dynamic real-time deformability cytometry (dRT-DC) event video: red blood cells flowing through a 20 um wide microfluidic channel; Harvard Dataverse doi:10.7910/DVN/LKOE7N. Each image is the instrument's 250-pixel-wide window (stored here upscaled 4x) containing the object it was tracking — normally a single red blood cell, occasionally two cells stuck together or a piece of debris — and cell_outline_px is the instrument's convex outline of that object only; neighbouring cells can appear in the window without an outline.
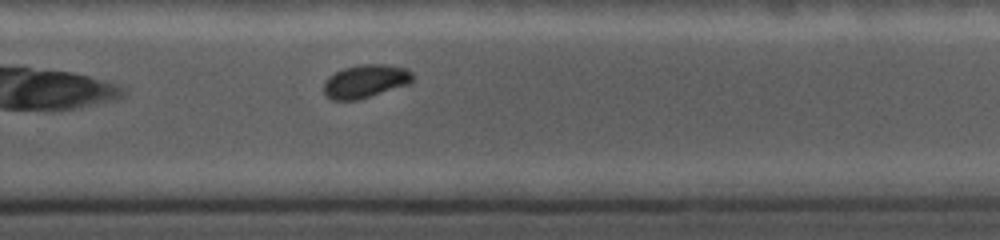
{"species": "common noctule bat (a hibernating species)", "species_latin": "Nyctalus noctula", "temperature_condition": "cold", "stored_images_in_passage": 33, "camera_frame_rate_fps": 5000, "um_per_image_px": 0.085, "animal": {"sex": "female", "body_mass_g": 19.0, "forearm_length_mm": 56.7}, "frame": {"image": 1, "passage_image": 24, "time_ms": 7.0, "image_size_px": [1000, 240], "cell_outline_px": [[412, 80], [408, 84], [360, 100], [332, 100], [324, 92], [324, 80], [328, 76], [344, 68], [364, 64], [384, 64], [408, 68], [412, 72]], "centroid_in_image_um": [31.06, 6.91], "position_along_channel_um": 298.7, "area_um2": 17.22}}
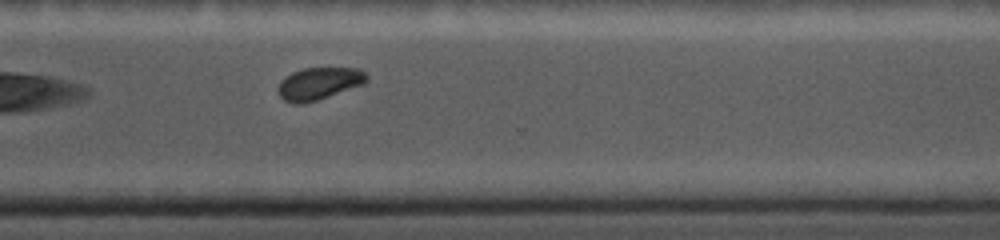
{"frame": {"image": 2, "passage_image": 28, "time_ms": 8.2, "image_size_px": [1000, 240], "cell_outline_px": [[368, 80], [364, 84], [316, 100], [300, 104], [296, 104], [284, 100], [280, 96], [280, 80], [292, 72], [304, 68], [360, 68], [368, 76]], "centroid_in_image_um": [27.14, 7.08], "position_along_channel_um": 343.5, "area_um2": 16.42}}